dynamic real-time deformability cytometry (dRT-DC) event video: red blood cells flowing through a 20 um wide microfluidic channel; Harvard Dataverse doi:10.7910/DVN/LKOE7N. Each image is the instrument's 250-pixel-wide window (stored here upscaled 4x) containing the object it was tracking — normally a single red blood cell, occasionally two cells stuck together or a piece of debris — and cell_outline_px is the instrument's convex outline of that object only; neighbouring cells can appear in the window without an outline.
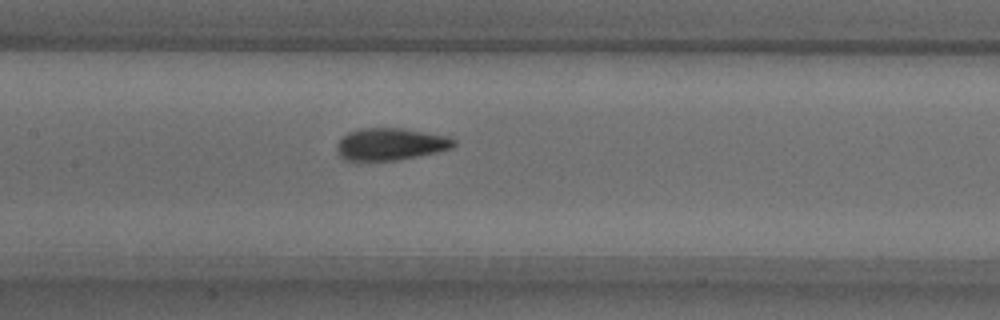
{"species": "common noctule bat (a hibernating species)", "species_latin": "Nyctalus noctula", "temperature_condition": "warm", "stored_images_in_passage": 46, "camera_frame_rate_fps": 3000, "um_per_image_px": 0.085, "animal": {"sex": "male", "body_mass_g": 18.8}, "frame": {"image": 1, "passage_image": 18, "time_ms": 5.667, "image_size_px": [1000, 320], "cell_outline_px": [[456, 144], [452, 148], [420, 156], [396, 160], [344, 160], [340, 156], [336, 148], [336, 144], [348, 132], [360, 128], [400, 128], [448, 136], [456, 140]], "centroid_in_image_um": [33.2, 12.25], "position_along_channel_um": 174.2, "area_um2": 21.85}}
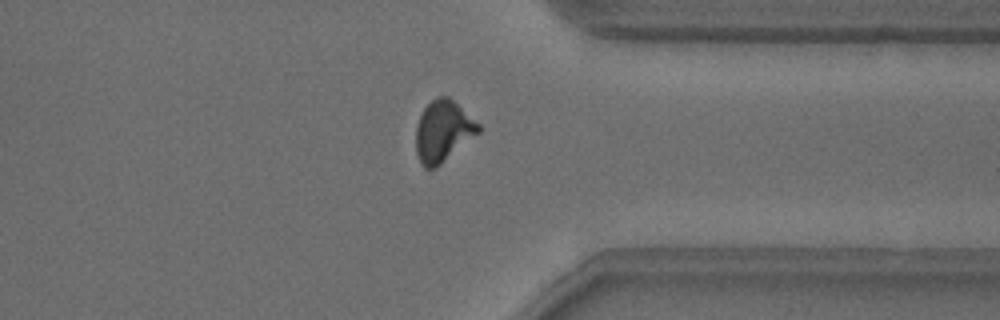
{"frame": {"image": 2, "passage_image": 34, "time_ms": 11.0, "image_size_px": [1000, 320], "cell_outline_px": [[480, 132], [436, 168], [424, 168], [420, 164], [416, 152], [416, 128], [420, 116], [424, 108], [436, 96], [448, 96], [480, 124]], "centroid_in_image_um": [37.65, 11.16], "position_along_channel_um": 373.8, "area_um2": 22.25}}
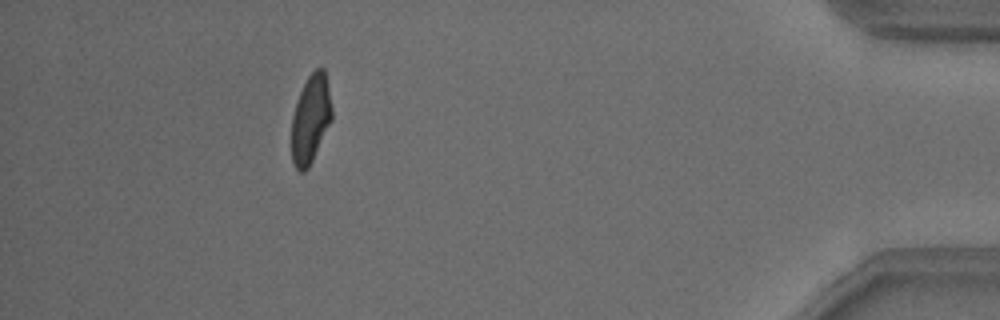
{"frame": {"image": 3, "passage_image": 41, "time_ms": 13.333, "image_size_px": [1000, 320], "cell_outline_px": [[332, 120], [308, 168], [304, 172], [300, 172], [296, 168], [292, 160], [292, 116], [300, 92], [308, 76], [316, 68], [324, 68], [332, 108]], "centroid_in_image_um": [26.41, 10.12], "position_along_channel_um": 408.8, "area_um2": 20.46}, "authors_computed_cell_mechanics": {"area_um2": 21.7906, "velocity_mm_per_s": 3.8428, "shape_relaxation_time_tau1_ms": 5.2621, "shape_relaxation_time_tau2_ms": 1.7439, "deformation_change_tau1": 0.1773, "deformation_change_tau2": 0.0775}}